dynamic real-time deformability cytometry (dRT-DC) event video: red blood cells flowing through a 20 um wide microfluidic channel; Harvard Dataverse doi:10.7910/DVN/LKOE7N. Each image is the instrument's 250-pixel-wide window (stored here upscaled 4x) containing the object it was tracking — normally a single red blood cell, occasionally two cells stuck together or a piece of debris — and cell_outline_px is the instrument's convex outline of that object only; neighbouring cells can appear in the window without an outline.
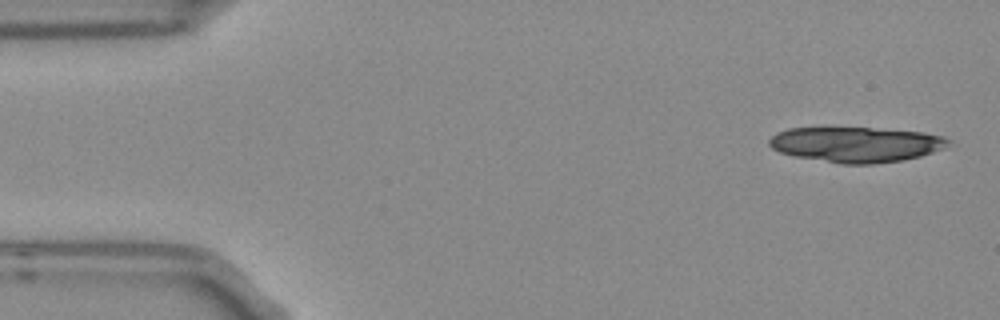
{"species": "Egyptian fruit bat (a non-hibernating species)", "species_latin": "Rousettus aegyptiacus", "temperature_condition": "room temperature", "stored_images_in_passage": 5, "camera_frame_rate_fps": 3000, "um_per_image_px": 0.085, "frame": {"image": 1, "passage_image": 1, "time_ms": 0.0, "image_size_px": [1000, 320], "cell_outline_px": [[952, 140], [944, 148], [920, 156], [900, 160], [872, 164], [840, 164], [792, 156], [780, 152], [772, 148], [768, 144], [768, 140], [776, 132], [788, 128], [872, 128], [924, 132], [944, 136]], "centroid_in_image_um": [72.74, 12.28], "position_along_channel_um": 12.3, "area_um2": 36.93}}
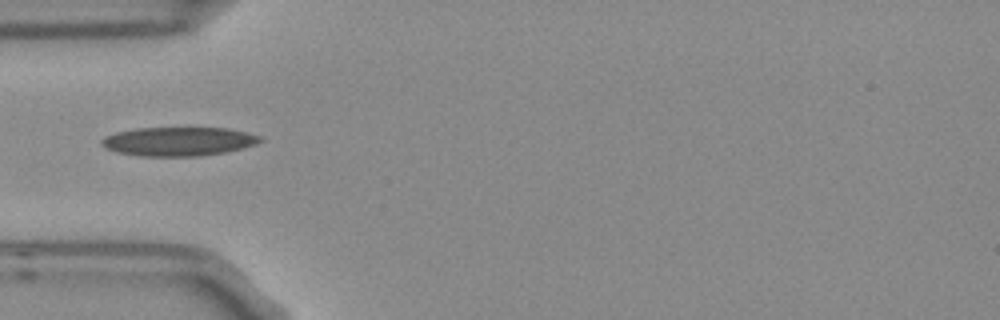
{"frame": {"image": 2, "passage_image": 5, "time_ms": 1.333, "image_size_px": [1000, 320], "cell_outline_px": [[264, 140], [256, 144], [224, 152], [196, 156], [144, 156], [120, 152], [108, 148], [100, 144], [100, 140], [104, 136], [116, 132], [136, 128], [228, 128], [260, 136]], "centroid_in_image_um": [15.16, 12.01], "position_along_channel_um": 69.8, "area_um2": 26.36}}